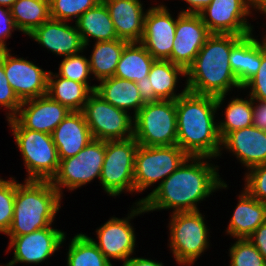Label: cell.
I'll return each mask as SVG.
<instances>
[{"label":"cell","instance_id":"cell-30","mask_svg":"<svg viewBox=\"0 0 266 266\" xmlns=\"http://www.w3.org/2000/svg\"><path fill=\"white\" fill-rule=\"evenodd\" d=\"M128 43L122 39L95 42L89 65L91 75L97 81L114 76L121 54Z\"/></svg>","mask_w":266,"mask_h":266},{"label":"cell","instance_id":"cell-27","mask_svg":"<svg viewBox=\"0 0 266 266\" xmlns=\"http://www.w3.org/2000/svg\"><path fill=\"white\" fill-rule=\"evenodd\" d=\"M179 76L186 78L183 67L169 60H155L148 75L149 91H154L160 100H176L188 91L185 85L181 93L175 92Z\"/></svg>","mask_w":266,"mask_h":266},{"label":"cell","instance_id":"cell-24","mask_svg":"<svg viewBox=\"0 0 266 266\" xmlns=\"http://www.w3.org/2000/svg\"><path fill=\"white\" fill-rule=\"evenodd\" d=\"M95 93L116 108L134 110L135 116L145 105L142 101L136 82L119 77H109L99 81Z\"/></svg>","mask_w":266,"mask_h":266},{"label":"cell","instance_id":"cell-4","mask_svg":"<svg viewBox=\"0 0 266 266\" xmlns=\"http://www.w3.org/2000/svg\"><path fill=\"white\" fill-rule=\"evenodd\" d=\"M16 180L14 216L5 235L21 236L50 227L63 199L50 180ZM18 182V183H17Z\"/></svg>","mask_w":266,"mask_h":266},{"label":"cell","instance_id":"cell-7","mask_svg":"<svg viewBox=\"0 0 266 266\" xmlns=\"http://www.w3.org/2000/svg\"><path fill=\"white\" fill-rule=\"evenodd\" d=\"M139 144L134 137L105 141V158L99 178L104 191L112 197L135 193L134 163Z\"/></svg>","mask_w":266,"mask_h":266},{"label":"cell","instance_id":"cell-26","mask_svg":"<svg viewBox=\"0 0 266 266\" xmlns=\"http://www.w3.org/2000/svg\"><path fill=\"white\" fill-rule=\"evenodd\" d=\"M75 24L85 49L89 46L90 38L96 40L95 42L118 39L109 10L103 1L83 13Z\"/></svg>","mask_w":266,"mask_h":266},{"label":"cell","instance_id":"cell-8","mask_svg":"<svg viewBox=\"0 0 266 266\" xmlns=\"http://www.w3.org/2000/svg\"><path fill=\"white\" fill-rule=\"evenodd\" d=\"M27 171L25 180H51L59 167L52 135L27 128H11Z\"/></svg>","mask_w":266,"mask_h":266},{"label":"cell","instance_id":"cell-48","mask_svg":"<svg viewBox=\"0 0 266 266\" xmlns=\"http://www.w3.org/2000/svg\"><path fill=\"white\" fill-rule=\"evenodd\" d=\"M16 0H0V6L10 9Z\"/></svg>","mask_w":266,"mask_h":266},{"label":"cell","instance_id":"cell-9","mask_svg":"<svg viewBox=\"0 0 266 266\" xmlns=\"http://www.w3.org/2000/svg\"><path fill=\"white\" fill-rule=\"evenodd\" d=\"M188 157L178 145H139L136 150L134 163L135 192L141 193L158 181L159 186Z\"/></svg>","mask_w":266,"mask_h":266},{"label":"cell","instance_id":"cell-41","mask_svg":"<svg viewBox=\"0 0 266 266\" xmlns=\"http://www.w3.org/2000/svg\"><path fill=\"white\" fill-rule=\"evenodd\" d=\"M0 6V51L10 50L7 48L6 39L11 38L12 32L18 30L10 9Z\"/></svg>","mask_w":266,"mask_h":266},{"label":"cell","instance_id":"cell-29","mask_svg":"<svg viewBox=\"0 0 266 266\" xmlns=\"http://www.w3.org/2000/svg\"><path fill=\"white\" fill-rule=\"evenodd\" d=\"M154 61L140 42H129L124 47L114 77L137 82L149 75Z\"/></svg>","mask_w":266,"mask_h":266},{"label":"cell","instance_id":"cell-2","mask_svg":"<svg viewBox=\"0 0 266 266\" xmlns=\"http://www.w3.org/2000/svg\"><path fill=\"white\" fill-rule=\"evenodd\" d=\"M227 95H198L187 91L176 99L177 145L192 157H221L215 113Z\"/></svg>","mask_w":266,"mask_h":266},{"label":"cell","instance_id":"cell-47","mask_svg":"<svg viewBox=\"0 0 266 266\" xmlns=\"http://www.w3.org/2000/svg\"><path fill=\"white\" fill-rule=\"evenodd\" d=\"M253 10L257 9L262 15H266V0H251Z\"/></svg>","mask_w":266,"mask_h":266},{"label":"cell","instance_id":"cell-17","mask_svg":"<svg viewBox=\"0 0 266 266\" xmlns=\"http://www.w3.org/2000/svg\"><path fill=\"white\" fill-rule=\"evenodd\" d=\"M177 18H173L165 5L146 10L144 31L140 43L155 60H168L173 49Z\"/></svg>","mask_w":266,"mask_h":266},{"label":"cell","instance_id":"cell-13","mask_svg":"<svg viewBox=\"0 0 266 266\" xmlns=\"http://www.w3.org/2000/svg\"><path fill=\"white\" fill-rule=\"evenodd\" d=\"M251 0H212L199 15L211 34L248 36L253 25L247 21L252 13Z\"/></svg>","mask_w":266,"mask_h":266},{"label":"cell","instance_id":"cell-44","mask_svg":"<svg viewBox=\"0 0 266 266\" xmlns=\"http://www.w3.org/2000/svg\"><path fill=\"white\" fill-rule=\"evenodd\" d=\"M140 97L144 103L158 102L160 99L155 95L154 91H149L148 76L136 82Z\"/></svg>","mask_w":266,"mask_h":266},{"label":"cell","instance_id":"cell-19","mask_svg":"<svg viewBox=\"0 0 266 266\" xmlns=\"http://www.w3.org/2000/svg\"><path fill=\"white\" fill-rule=\"evenodd\" d=\"M35 42L57 56L68 57L82 53L85 44L76 24L50 18L35 28L29 35Z\"/></svg>","mask_w":266,"mask_h":266},{"label":"cell","instance_id":"cell-36","mask_svg":"<svg viewBox=\"0 0 266 266\" xmlns=\"http://www.w3.org/2000/svg\"><path fill=\"white\" fill-rule=\"evenodd\" d=\"M230 246L229 266H266V259L249 239H236Z\"/></svg>","mask_w":266,"mask_h":266},{"label":"cell","instance_id":"cell-28","mask_svg":"<svg viewBox=\"0 0 266 266\" xmlns=\"http://www.w3.org/2000/svg\"><path fill=\"white\" fill-rule=\"evenodd\" d=\"M92 93L87 85L58 76L49 70L47 95L69 111H82Z\"/></svg>","mask_w":266,"mask_h":266},{"label":"cell","instance_id":"cell-16","mask_svg":"<svg viewBox=\"0 0 266 266\" xmlns=\"http://www.w3.org/2000/svg\"><path fill=\"white\" fill-rule=\"evenodd\" d=\"M69 112L64 105L46 94L23 101L17 114L7 121L10 128H27L52 134Z\"/></svg>","mask_w":266,"mask_h":266},{"label":"cell","instance_id":"cell-38","mask_svg":"<svg viewBox=\"0 0 266 266\" xmlns=\"http://www.w3.org/2000/svg\"><path fill=\"white\" fill-rule=\"evenodd\" d=\"M245 174L244 189L257 200L266 203V163L255 166Z\"/></svg>","mask_w":266,"mask_h":266},{"label":"cell","instance_id":"cell-10","mask_svg":"<svg viewBox=\"0 0 266 266\" xmlns=\"http://www.w3.org/2000/svg\"><path fill=\"white\" fill-rule=\"evenodd\" d=\"M105 158V140L93 139L77 155L62 159L51 184L63 195V188L73 191L100 178Z\"/></svg>","mask_w":266,"mask_h":266},{"label":"cell","instance_id":"cell-14","mask_svg":"<svg viewBox=\"0 0 266 266\" xmlns=\"http://www.w3.org/2000/svg\"><path fill=\"white\" fill-rule=\"evenodd\" d=\"M64 231L46 227L29 234L9 237L8 251L14 248L13 258L4 266L17 263L40 264L52 256L66 240Z\"/></svg>","mask_w":266,"mask_h":266},{"label":"cell","instance_id":"cell-42","mask_svg":"<svg viewBox=\"0 0 266 266\" xmlns=\"http://www.w3.org/2000/svg\"><path fill=\"white\" fill-rule=\"evenodd\" d=\"M252 107L253 125L266 132V100L252 99Z\"/></svg>","mask_w":266,"mask_h":266},{"label":"cell","instance_id":"cell-12","mask_svg":"<svg viewBox=\"0 0 266 266\" xmlns=\"http://www.w3.org/2000/svg\"><path fill=\"white\" fill-rule=\"evenodd\" d=\"M128 217H111L101 227L96 229L97 239L92 241L111 262V259L126 262L134 252L136 235L130 219L145 212L143 204L134 203ZM134 208V209H133Z\"/></svg>","mask_w":266,"mask_h":266},{"label":"cell","instance_id":"cell-46","mask_svg":"<svg viewBox=\"0 0 266 266\" xmlns=\"http://www.w3.org/2000/svg\"><path fill=\"white\" fill-rule=\"evenodd\" d=\"M121 266H164L162 262L144 257H130Z\"/></svg>","mask_w":266,"mask_h":266},{"label":"cell","instance_id":"cell-49","mask_svg":"<svg viewBox=\"0 0 266 266\" xmlns=\"http://www.w3.org/2000/svg\"><path fill=\"white\" fill-rule=\"evenodd\" d=\"M264 16H266V15H264ZM262 38L263 39L259 42L261 43L263 49L266 51V35H264Z\"/></svg>","mask_w":266,"mask_h":266},{"label":"cell","instance_id":"cell-35","mask_svg":"<svg viewBox=\"0 0 266 266\" xmlns=\"http://www.w3.org/2000/svg\"><path fill=\"white\" fill-rule=\"evenodd\" d=\"M102 0H50L52 19L75 22L88 9L95 7Z\"/></svg>","mask_w":266,"mask_h":266},{"label":"cell","instance_id":"cell-21","mask_svg":"<svg viewBox=\"0 0 266 266\" xmlns=\"http://www.w3.org/2000/svg\"><path fill=\"white\" fill-rule=\"evenodd\" d=\"M51 135L60 160L77 155L94 139L82 111H70Z\"/></svg>","mask_w":266,"mask_h":266},{"label":"cell","instance_id":"cell-1","mask_svg":"<svg viewBox=\"0 0 266 266\" xmlns=\"http://www.w3.org/2000/svg\"><path fill=\"white\" fill-rule=\"evenodd\" d=\"M211 159L189 156L159 186L136 203H142L146 213L163 209H173L172 213L199 211L197 204L218 189L228 187L219 175V166L213 165Z\"/></svg>","mask_w":266,"mask_h":266},{"label":"cell","instance_id":"cell-45","mask_svg":"<svg viewBox=\"0 0 266 266\" xmlns=\"http://www.w3.org/2000/svg\"><path fill=\"white\" fill-rule=\"evenodd\" d=\"M188 6L180 12L182 14H199L212 0H184Z\"/></svg>","mask_w":266,"mask_h":266},{"label":"cell","instance_id":"cell-11","mask_svg":"<svg viewBox=\"0 0 266 266\" xmlns=\"http://www.w3.org/2000/svg\"><path fill=\"white\" fill-rule=\"evenodd\" d=\"M82 113L94 139L125 140L134 137V116L116 108L93 92Z\"/></svg>","mask_w":266,"mask_h":266},{"label":"cell","instance_id":"cell-15","mask_svg":"<svg viewBox=\"0 0 266 266\" xmlns=\"http://www.w3.org/2000/svg\"><path fill=\"white\" fill-rule=\"evenodd\" d=\"M3 69L10 86L21 102L47 94L49 71L32 61L3 51Z\"/></svg>","mask_w":266,"mask_h":266},{"label":"cell","instance_id":"cell-6","mask_svg":"<svg viewBox=\"0 0 266 266\" xmlns=\"http://www.w3.org/2000/svg\"><path fill=\"white\" fill-rule=\"evenodd\" d=\"M134 138L142 146L177 145L176 100L145 103L134 116Z\"/></svg>","mask_w":266,"mask_h":266},{"label":"cell","instance_id":"cell-37","mask_svg":"<svg viewBox=\"0 0 266 266\" xmlns=\"http://www.w3.org/2000/svg\"><path fill=\"white\" fill-rule=\"evenodd\" d=\"M16 180L0 177V233L6 234L10 229L14 216Z\"/></svg>","mask_w":266,"mask_h":266},{"label":"cell","instance_id":"cell-33","mask_svg":"<svg viewBox=\"0 0 266 266\" xmlns=\"http://www.w3.org/2000/svg\"><path fill=\"white\" fill-rule=\"evenodd\" d=\"M224 120L218 121L221 140L230 132L253 125L252 98H231L224 112Z\"/></svg>","mask_w":266,"mask_h":266},{"label":"cell","instance_id":"cell-22","mask_svg":"<svg viewBox=\"0 0 266 266\" xmlns=\"http://www.w3.org/2000/svg\"><path fill=\"white\" fill-rule=\"evenodd\" d=\"M110 13L118 39L140 42L144 31V12L141 0H102Z\"/></svg>","mask_w":266,"mask_h":266},{"label":"cell","instance_id":"cell-25","mask_svg":"<svg viewBox=\"0 0 266 266\" xmlns=\"http://www.w3.org/2000/svg\"><path fill=\"white\" fill-rule=\"evenodd\" d=\"M230 67L243 87L258 71L261 64V43L251 33L243 37L232 49Z\"/></svg>","mask_w":266,"mask_h":266},{"label":"cell","instance_id":"cell-32","mask_svg":"<svg viewBox=\"0 0 266 266\" xmlns=\"http://www.w3.org/2000/svg\"><path fill=\"white\" fill-rule=\"evenodd\" d=\"M67 266H114L98 249L91 237L79 233L70 240Z\"/></svg>","mask_w":266,"mask_h":266},{"label":"cell","instance_id":"cell-31","mask_svg":"<svg viewBox=\"0 0 266 266\" xmlns=\"http://www.w3.org/2000/svg\"><path fill=\"white\" fill-rule=\"evenodd\" d=\"M10 12L17 29L29 35L51 18L50 0H16Z\"/></svg>","mask_w":266,"mask_h":266},{"label":"cell","instance_id":"cell-18","mask_svg":"<svg viewBox=\"0 0 266 266\" xmlns=\"http://www.w3.org/2000/svg\"><path fill=\"white\" fill-rule=\"evenodd\" d=\"M210 35L199 14L179 12L173 49L168 60L187 70Z\"/></svg>","mask_w":266,"mask_h":266},{"label":"cell","instance_id":"cell-23","mask_svg":"<svg viewBox=\"0 0 266 266\" xmlns=\"http://www.w3.org/2000/svg\"><path fill=\"white\" fill-rule=\"evenodd\" d=\"M226 228V234L236 239H248L266 221V203L252 197L245 189Z\"/></svg>","mask_w":266,"mask_h":266},{"label":"cell","instance_id":"cell-39","mask_svg":"<svg viewBox=\"0 0 266 266\" xmlns=\"http://www.w3.org/2000/svg\"><path fill=\"white\" fill-rule=\"evenodd\" d=\"M21 101L16 96L3 69V51H0V107H5L7 120L13 118L20 106Z\"/></svg>","mask_w":266,"mask_h":266},{"label":"cell","instance_id":"cell-5","mask_svg":"<svg viewBox=\"0 0 266 266\" xmlns=\"http://www.w3.org/2000/svg\"><path fill=\"white\" fill-rule=\"evenodd\" d=\"M169 246L177 264L190 266L209 248V229L199 211L171 213Z\"/></svg>","mask_w":266,"mask_h":266},{"label":"cell","instance_id":"cell-3","mask_svg":"<svg viewBox=\"0 0 266 266\" xmlns=\"http://www.w3.org/2000/svg\"><path fill=\"white\" fill-rule=\"evenodd\" d=\"M243 38L232 34H211L186 70V87L198 95H228L242 89L229 63L231 49Z\"/></svg>","mask_w":266,"mask_h":266},{"label":"cell","instance_id":"cell-34","mask_svg":"<svg viewBox=\"0 0 266 266\" xmlns=\"http://www.w3.org/2000/svg\"><path fill=\"white\" fill-rule=\"evenodd\" d=\"M58 69L59 72L56 73L58 76L83 83L95 92L96 85L90 86L88 81L91 74L89 59L82 54L64 57Z\"/></svg>","mask_w":266,"mask_h":266},{"label":"cell","instance_id":"cell-20","mask_svg":"<svg viewBox=\"0 0 266 266\" xmlns=\"http://www.w3.org/2000/svg\"><path fill=\"white\" fill-rule=\"evenodd\" d=\"M223 149H228L248 170L265 164L266 132L254 125L234 130L221 140Z\"/></svg>","mask_w":266,"mask_h":266},{"label":"cell","instance_id":"cell-43","mask_svg":"<svg viewBox=\"0 0 266 266\" xmlns=\"http://www.w3.org/2000/svg\"><path fill=\"white\" fill-rule=\"evenodd\" d=\"M248 239L266 259V221L258 226Z\"/></svg>","mask_w":266,"mask_h":266},{"label":"cell","instance_id":"cell-40","mask_svg":"<svg viewBox=\"0 0 266 266\" xmlns=\"http://www.w3.org/2000/svg\"><path fill=\"white\" fill-rule=\"evenodd\" d=\"M249 89L248 98L266 100V51L261 45V64L257 73L242 87Z\"/></svg>","mask_w":266,"mask_h":266}]
</instances>
